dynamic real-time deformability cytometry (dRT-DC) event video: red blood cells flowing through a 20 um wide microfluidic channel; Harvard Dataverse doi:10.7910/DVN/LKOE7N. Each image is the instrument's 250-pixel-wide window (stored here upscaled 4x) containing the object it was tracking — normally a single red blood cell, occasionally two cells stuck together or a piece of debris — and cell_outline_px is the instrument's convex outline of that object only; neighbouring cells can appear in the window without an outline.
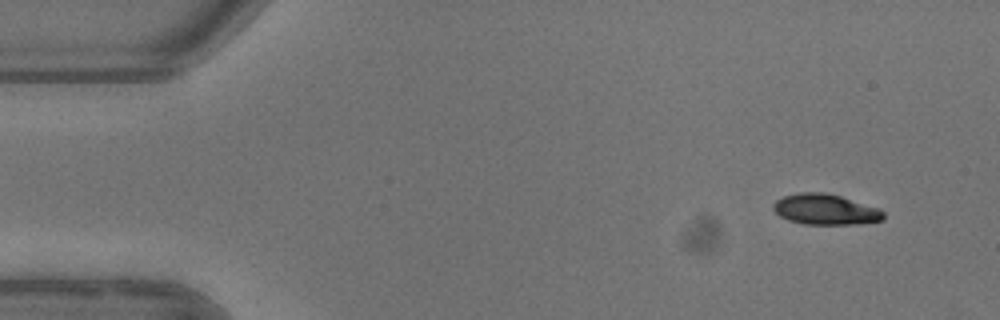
{"species": "common noctule bat (a hibernating species)", "species_latin": "Nyctalus noctula", "temperature_condition": "warm", "stored_images_in_passage": 5, "camera_frame_rate_fps": 3000, "um_per_image_px": 0.085, "animal": {"sex": "female"}, "frame": {"image": 1, "passage_image": 1, "time_ms": 0.0, "image_size_px": [1000, 320], "cell_outline_px": [[884, 220], [856, 224], [804, 224], [788, 220], [780, 216], [772, 208], [772, 204], [776, 200], [784, 196], [800, 192], [824, 192], [840, 196], [880, 208], [884, 212]], "centroid_in_image_um": [70.16, 17.8], "position_along_channel_um": 14.8, "area_um2": 19.71}}